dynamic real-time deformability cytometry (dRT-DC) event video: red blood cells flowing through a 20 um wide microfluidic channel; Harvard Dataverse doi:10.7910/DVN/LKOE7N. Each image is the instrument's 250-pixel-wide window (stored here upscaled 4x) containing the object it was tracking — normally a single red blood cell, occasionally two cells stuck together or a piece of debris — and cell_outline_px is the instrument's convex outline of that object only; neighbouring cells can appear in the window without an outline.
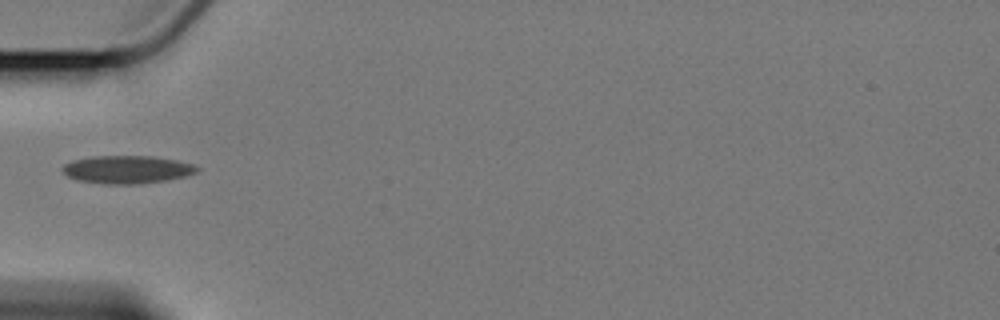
{"species": "Egyptian fruit bat (a non-hibernating species)", "species_latin": "Rousettus aegyptiacus", "temperature_condition": "cold", "stored_images_in_passage": 1, "camera_frame_rate_fps": 3000, "um_per_image_px": 0.085, "animal": {"sex": "female"}, "frame": {"image": 1, "passage_image": 1, "time_ms": 0.0, "image_size_px": [1000, 320], "cell_outline_px": [[200, 168], [196, 172], [184, 176], [168, 180], [140, 184], [104, 184], [76, 180], [68, 176], [60, 168], [64, 164], [72, 160], [92, 156], [152, 156], [176, 160], [192, 164]], "centroid_in_image_um": [10.77, 14.41], "position_along_channel_um": 74.2, "area_um2": 21.96}}